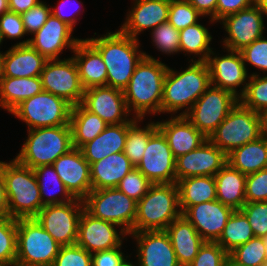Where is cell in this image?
<instances>
[{
	"mask_svg": "<svg viewBox=\"0 0 267 266\" xmlns=\"http://www.w3.org/2000/svg\"><path fill=\"white\" fill-rule=\"evenodd\" d=\"M86 40L100 53L106 65L107 86L123 91L136 66L145 57V52L139 51V40L121 30Z\"/></svg>",
	"mask_w": 267,
	"mask_h": 266,
	"instance_id": "1",
	"label": "cell"
},
{
	"mask_svg": "<svg viewBox=\"0 0 267 266\" xmlns=\"http://www.w3.org/2000/svg\"><path fill=\"white\" fill-rule=\"evenodd\" d=\"M136 66L123 90L126 105L134 118L144 119L146 114L161 113L162 93L168 66L147 53Z\"/></svg>",
	"mask_w": 267,
	"mask_h": 266,
	"instance_id": "2",
	"label": "cell"
},
{
	"mask_svg": "<svg viewBox=\"0 0 267 266\" xmlns=\"http://www.w3.org/2000/svg\"><path fill=\"white\" fill-rule=\"evenodd\" d=\"M210 85L207 62L191 61V64L181 72L168 67L163 86L161 112L175 115L180 109L185 108L178 114L184 116Z\"/></svg>",
	"mask_w": 267,
	"mask_h": 266,
	"instance_id": "3",
	"label": "cell"
},
{
	"mask_svg": "<svg viewBox=\"0 0 267 266\" xmlns=\"http://www.w3.org/2000/svg\"><path fill=\"white\" fill-rule=\"evenodd\" d=\"M1 168L6 187L10 217L13 219L35 218L43 208L40 190L32 168L15 158L2 162Z\"/></svg>",
	"mask_w": 267,
	"mask_h": 266,
	"instance_id": "4",
	"label": "cell"
},
{
	"mask_svg": "<svg viewBox=\"0 0 267 266\" xmlns=\"http://www.w3.org/2000/svg\"><path fill=\"white\" fill-rule=\"evenodd\" d=\"M181 215L177 184H152L137 202L134 232L165 230Z\"/></svg>",
	"mask_w": 267,
	"mask_h": 266,
	"instance_id": "5",
	"label": "cell"
},
{
	"mask_svg": "<svg viewBox=\"0 0 267 266\" xmlns=\"http://www.w3.org/2000/svg\"><path fill=\"white\" fill-rule=\"evenodd\" d=\"M73 147L70 125L28 130V137L15 159L32 169L52 165Z\"/></svg>",
	"mask_w": 267,
	"mask_h": 266,
	"instance_id": "6",
	"label": "cell"
},
{
	"mask_svg": "<svg viewBox=\"0 0 267 266\" xmlns=\"http://www.w3.org/2000/svg\"><path fill=\"white\" fill-rule=\"evenodd\" d=\"M60 248L35 218L17 219L16 264L53 266Z\"/></svg>",
	"mask_w": 267,
	"mask_h": 266,
	"instance_id": "7",
	"label": "cell"
},
{
	"mask_svg": "<svg viewBox=\"0 0 267 266\" xmlns=\"http://www.w3.org/2000/svg\"><path fill=\"white\" fill-rule=\"evenodd\" d=\"M259 137H261L260 113L245 108L238 102L208 139L228 155L234 149Z\"/></svg>",
	"mask_w": 267,
	"mask_h": 266,
	"instance_id": "8",
	"label": "cell"
},
{
	"mask_svg": "<svg viewBox=\"0 0 267 266\" xmlns=\"http://www.w3.org/2000/svg\"><path fill=\"white\" fill-rule=\"evenodd\" d=\"M83 203L93 217L118 225L128 235L134 232L137 202L117 188L91 190Z\"/></svg>",
	"mask_w": 267,
	"mask_h": 266,
	"instance_id": "9",
	"label": "cell"
},
{
	"mask_svg": "<svg viewBox=\"0 0 267 266\" xmlns=\"http://www.w3.org/2000/svg\"><path fill=\"white\" fill-rule=\"evenodd\" d=\"M72 105L66 100L42 90L15 107L10 113L28 125V130L70 125Z\"/></svg>",
	"mask_w": 267,
	"mask_h": 266,
	"instance_id": "10",
	"label": "cell"
},
{
	"mask_svg": "<svg viewBox=\"0 0 267 266\" xmlns=\"http://www.w3.org/2000/svg\"><path fill=\"white\" fill-rule=\"evenodd\" d=\"M238 102L232 92L210 85L184 116L209 138Z\"/></svg>",
	"mask_w": 267,
	"mask_h": 266,
	"instance_id": "11",
	"label": "cell"
},
{
	"mask_svg": "<svg viewBox=\"0 0 267 266\" xmlns=\"http://www.w3.org/2000/svg\"><path fill=\"white\" fill-rule=\"evenodd\" d=\"M83 209V200L75 198L68 203L43 206L35 219L60 246L75 245Z\"/></svg>",
	"mask_w": 267,
	"mask_h": 266,
	"instance_id": "12",
	"label": "cell"
},
{
	"mask_svg": "<svg viewBox=\"0 0 267 266\" xmlns=\"http://www.w3.org/2000/svg\"><path fill=\"white\" fill-rule=\"evenodd\" d=\"M42 88L76 106L81 103L84 88L73 57L47 60L40 74Z\"/></svg>",
	"mask_w": 267,
	"mask_h": 266,
	"instance_id": "13",
	"label": "cell"
},
{
	"mask_svg": "<svg viewBox=\"0 0 267 266\" xmlns=\"http://www.w3.org/2000/svg\"><path fill=\"white\" fill-rule=\"evenodd\" d=\"M264 14L254 3L220 20L229 35L223 40L225 49L241 51L253 41L263 36L265 30Z\"/></svg>",
	"mask_w": 267,
	"mask_h": 266,
	"instance_id": "14",
	"label": "cell"
},
{
	"mask_svg": "<svg viewBox=\"0 0 267 266\" xmlns=\"http://www.w3.org/2000/svg\"><path fill=\"white\" fill-rule=\"evenodd\" d=\"M175 160L165 136L158 129L150 137L136 168L152 184L176 183Z\"/></svg>",
	"mask_w": 267,
	"mask_h": 266,
	"instance_id": "15",
	"label": "cell"
},
{
	"mask_svg": "<svg viewBox=\"0 0 267 266\" xmlns=\"http://www.w3.org/2000/svg\"><path fill=\"white\" fill-rule=\"evenodd\" d=\"M80 104L98 115L108 125L129 123L134 119V117L127 118L131 114L123 91L117 88L100 86L86 89Z\"/></svg>",
	"mask_w": 267,
	"mask_h": 266,
	"instance_id": "16",
	"label": "cell"
},
{
	"mask_svg": "<svg viewBox=\"0 0 267 266\" xmlns=\"http://www.w3.org/2000/svg\"><path fill=\"white\" fill-rule=\"evenodd\" d=\"M73 30L65 22L50 14L45 24L33 34V38L19 42L17 45L29 44L46 60L59 59V54L64 48L74 50L81 40L71 37Z\"/></svg>",
	"mask_w": 267,
	"mask_h": 266,
	"instance_id": "17",
	"label": "cell"
},
{
	"mask_svg": "<svg viewBox=\"0 0 267 266\" xmlns=\"http://www.w3.org/2000/svg\"><path fill=\"white\" fill-rule=\"evenodd\" d=\"M115 227L119 228L116 224L93 217L83 209L76 244L91 254L118 247L128 234L122 229L117 231Z\"/></svg>",
	"mask_w": 267,
	"mask_h": 266,
	"instance_id": "18",
	"label": "cell"
},
{
	"mask_svg": "<svg viewBox=\"0 0 267 266\" xmlns=\"http://www.w3.org/2000/svg\"><path fill=\"white\" fill-rule=\"evenodd\" d=\"M228 54L218 56L213 52L206 61L210 70L211 85L228 90L236 97L240 98L247 87L248 69L243 62L240 51H232L226 49ZM216 55L215 57L212 56ZM243 85L240 93L237 87Z\"/></svg>",
	"mask_w": 267,
	"mask_h": 266,
	"instance_id": "19",
	"label": "cell"
},
{
	"mask_svg": "<svg viewBox=\"0 0 267 266\" xmlns=\"http://www.w3.org/2000/svg\"><path fill=\"white\" fill-rule=\"evenodd\" d=\"M227 163V155L207 139L200 147L175 160L176 182L195 176H215Z\"/></svg>",
	"mask_w": 267,
	"mask_h": 266,
	"instance_id": "20",
	"label": "cell"
},
{
	"mask_svg": "<svg viewBox=\"0 0 267 266\" xmlns=\"http://www.w3.org/2000/svg\"><path fill=\"white\" fill-rule=\"evenodd\" d=\"M70 194L83 200L92 190L90 164L79 148H72L52 164Z\"/></svg>",
	"mask_w": 267,
	"mask_h": 266,
	"instance_id": "21",
	"label": "cell"
},
{
	"mask_svg": "<svg viewBox=\"0 0 267 266\" xmlns=\"http://www.w3.org/2000/svg\"><path fill=\"white\" fill-rule=\"evenodd\" d=\"M137 241L138 266H180L165 230L132 232Z\"/></svg>",
	"mask_w": 267,
	"mask_h": 266,
	"instance_id": "22",
	"label": "cell"
},
{
	"mask_svg": "<svg viewBox=\"0 0 267 266\" xmlns=\"http://www.w3.org/2000/svg\"><path fill=\"white\" fill-rule=\"evenodd\" d=\"M233 209L218 200L190 206L182 215L195 227L205 242H216Z\"/></svg>",
	"mask_w": 267,
	"mask_h": 266,
	"instance_id": "23",
	"label": "cell"
},
{
	"mask_svg": "<svg viewBox=\"0 0 267 266\" xmlns=\"http://www.w3.org/2000/svg\"><path fill=\"white\" fill-rule=\"evenodd\" d=\"M134 5L127 14L120 30L134 39L144 29L153 30L168 22L170 0H134Z\"/></svg>",
	"mask_w": 267,
	"mask_h": 266,
	"instance_id": "24",
	"label": "cell"
},
{
	"mask_svg": "<svg viewBox=\"0 0 267 266\" xmlns=\"http://www.w3.org/2000/svg\"><path fill=\"white\" fill-rule=\"evenodd\" d=\"M156 124L175 159L197 149L208 139L185 116H171V119Z\"/></svg>",
	"mask_w": 267,
	"mask_h": 266,
	"instance_id": "25",
	"label": "cell"
},
{
	"mask_svg": "<svg viewBox=\"0 0 267 266\" xmlns=\"http://www.w3.org/2000/svg\"><path fill=\"white\" fill-rule=\"evenodd\" d=\"M79 78L84 90L107 86V68L100 53L86 40L81 39L73 50Z\"/></svg>",
	"mask_w": 267,
	"mask_h": 266,
	"instance_id": "26",
	"label": "cell"
},
{
	"mask_svg": "<svg viewBox=\"0 0 267 266\" xmlns=\"http://www.w3.org/2000/svg\"><path fill=\"white\" fill-rule=\"evenodd\" d=\"M180 266H189L205 241L184 215L179 216L165 229Z\"/></svg>",
	"mask_w": 267,
	"mask_h": 266,
	"instance_id": "27",
	"label": "cell"
},
{
	"mask_svg": "<svg viewBox=\"0 0 267 266\" xmlns=\"http://www.w3.org/2000/svg\"><path fill=\"white\" fill-rule=\"evenodd\" d=\"M46 59L29 44L10 47L3 53V77L40 76Z\"/></svg>",
	"mask_w": 267,
	"mask_h": 266,
	"instance_id": "28",
	"label": "cell"
},
{
	"mask_svg": "<svg viewBox=\"0 0 267 266\" xmlns=\"http://www.w3.org/2000/svg\"><path fill=\"white\" fill-rule=\"evenodd\" d=\"M127 138V123L108 125L93 140L80 149L85 160L91 165L108 155L124 151Z\"/></svg>",
	"mask_w": 267,
	"mask_h": 266,
	"instance_id": "29",
	"label": "cell"
},
{
	"mask_svg": "<svg viewBox=\"0 0 267 266\" xmlns=\"http://www.w3.org/2000/svg\"><path fill=\"white\" fill-rule=\"evenodd\" d=\"M134 168L124 152L114 153L90 165L92 190L116 188Z\"/></svg>",
	"mask_w": 267,
	"mask_h": 266,
	"instance_id": "30",
	"label": "cell"
},
{
	"mask_svg": "<svg viewBox=\"0 0 267 266\" xmlns=\"http://www.w3.org/2000/svg\"><path fill=\"white\" fill-rule=\"evenodd\" d=\"M214 179L217 192L216 200L233 210H240L246 203V175L226 163L215 174Z\"/></svg>",
	"mask_w": 267,
	"mask_h": 266,
	"instance_id": "31",
	"label": "cell"
},
{
	"mask_svg": "<svg viewBox=\"0 0 267 266\" xmlns=\"http://www.w3.org/2000/svg\"><path fill=\"white\" fill-rule=\"evenodd\" d=\"M43 90L40 76L3 77L0 81V107L11 112L24 100Z\"/></svg>",
	"mask_w": 267,
	"mask_h": 266,
	"instance_id": "32",
	"label": "cell"
},
{
	"mask_svg": "<svg viewBox=\"0 0 267 266\" xmlns=\"http://www.w3.org/2000/svg\"><path fill=\"white\" fill-rule=\"evenodd\" d=\"M182 214L190 207L217 198L214 176H195L176 182Z\"/></svg>",
	"mask_w": 267,
	"mask_h": 266,
	"instance_id": "33",
	"label": "cell"
},
{
	"mask_svg": "<svg viewBox=\"0 0 267 266\" xmlns=\"http://www.w3.org/2000/svg\"><path fill=\"white\" fill-rule=\"evenodd\" d=\"M227 163L242 174L248 175L267 168V143L259 137L227 155Z\"/></svg>",
	"mask_w": 267,
	"mask_h": 266,
	"instance_id": "34",
	"label": "cell"
},
{
	"mask_svg": "<svg viewBox=\"0 0 267 266\" xmlns=\"http://www.w3.org/2000/svg\"><path fill=\"white\" fill-rule=\"evenodd\" d=\"M69 124L73 147L79 149L108 126L98 115L85 109L81 104L72 107Z\"/></svg>",
	"mask_w": 267,
	"mask_h": 266,
	"instance_id": "35",
	"label": "cell"
},
{
	"mask_svg": "<svg viewBox=\"0 0 267 266\" xmlns=\"http://www.w3.org/2000/svg\"><path fill=\"white\" fill-rule=\"evenodd\" d=\"M33 171L38 182L43 206L68 203L75 199L66 189L53 165H42L34 168ZM58 194L59 196H57Z\"/></svg>",
	"mask_w": 267,
	"mask_h": 266,
	"instance_id": "36",
	"label": "cell"
},
{
	"mask_svg": "<svg viewBox=\"0 0 267 266\" xmlns=\"http://www.w3.org/2000/svg\"><path fill=\"white\" fill-rule=\"evenodd\" d=\"M211 40L209 30L199 22L179 31L180 52L199 57L198 60L192 58L191 61L206 62L208 60L209 55L213 53L209 45Z\"/></svg>",
	"mask_w": 267,
	"mask_h": 266,
	"instance_id": "37",
	"label": "cell"
},
{
	"mask_svg": "<svg viewBox=\"0 0 267 266\" xmlns=\"http://www.w3.org/2000/svg\"><path fill=\"white\" fill-rule=\"evenodd\" d=\"M253 237L255 235L246 215L241 210H234L216 243L229 254Z\"/></svg>",
	"mask_w": 267,
	"mask_h": 266,
	"instance_id": "38",
	"label": "cell"
},
{
	"mask_svg": "<svg viewBox=\"0 0 267 266\" xmlns=\"http://www.w3.org/2000/svg\"><path fill=\"white\" fill-rule=\"evenodd\" d=\"M140 121H143V119L134 118L127 123V138L123 151L134 167H137L141 162L150 137L158 130L157 124L154 122H150L146 127L141 128L138 125Z\"/></svg>",
	"mask_w": 267,
	"mask_h": 266,
	"instance_id": "39",
	"label": "cell"
},
{
	"mask_svg": "<svg viewBox=\"0 0 267 266\" xmlns=\"http://www.w3.org/2000/svg\"><path fill=\"white\" fill-rule=\"evenodd\" d=\"M228 266H267V252L262 237H253L228 254Z\"/></svg>",
	"mask_w": 267,
	"mask_h": 266,
	"instance_id": "40",
	"label": "cell"
},
{
	"mask_svg": "<svg viewBox=\"0 0 267 266\" xmlns=\"http://www.w3.org/2000/svg\"><path fill=\"white\" fill-rule=\"evenodd\" d=\"M239 102L245 108L257 113L267 110V75L260 77L259 74L252 73Z\"/></svg>",
	"mask_w": 267,
	"mask_h": 266,
	"instance_id": "41",
	"label": "cell"
},
{
	"mask_svg": "<svg viewBox=\"0 0 267 266\" xmlns=\"http://www.w3.org/2000/svg\"><path fill=\"white\" fill-rule=\"evenodd\" d=\"M17 254V219L0 218V262L13 266Z\"/></svg>",
	"mask_w": 267,
	"mask_h": 266,
	"instance_id": "42",
	"label": "cell"
},
{
	"mask_svg": "<svg viewBox=\"0 0 267 266\" xmlns=\"http://www.w3.org/2000/svg\"><path fill=\"white\" fill-rule=\"evenodd\" d=\"M200 17L188 0H170L168 22L178 31L198 23Z\"/></svg>",
	"mask_w": 267,
	"mask_h": 266,
	"instance_id": "43",
	"label": "cell"
},
{
	"mask_svg": "<svg viewBox=\"0 0 267 266\" xmlns=\"http://www.w3.org/2000/svg\"><path fill=\"white\" fill-rule=\"evenodd\" d=\"M151 35L157 50L169 55L180 52L179 31L169 22L155 27Z\"/></svg>",
	"mask_w": 267,
	"mask_h": 266,
	"instance_id": "44",
	"label": "cell"
},
{
	"mask_svg": "<svg viewBox=\"0 0 267 266\" xmlns=\"http://www.w3.org/2000/svg\"><path fill=\"white\" fill-rule=\"evenodd\" d=\"M152 183L134 167L117 185V189L138 202L149 190Z\"/></svg>",
	"mask_w": 267,
	"mask_h": 266,
	"instance_id": "45",
	"label": "cell"
},
{
	"mask_svg": "<svg viewBox=\"0 0 267 266\" xmlns=\"http://www.w3.org/2000/svg\"><path fill=\"white\" fill-rule=\"evenodd\" d=\"M228 253L216 242H205L189 266H228Z\"/></svg>",
	"mask_w": 267,
	"mask_h": 266,
	"instance_id": "46",
	"label": "cell"
},
{
	"mask_svg": "<svg viewBox=\"0 0 267 266\" xmlns=\"http://www.w3.org/2000/svg\"><path fill=\"white\" fill-rule=\"evenodd\" d=\"M240 210L248 218L255 237L267 235V201L246 202Z\"/></svg>",
	"mask_w": 267,
	"mask_h": 266,
	"instance_id": "47",
	"label": "cell"
},
{
	"mask_svg": "<svg viewBox=\"0 0 267 266\" xmlns=\"http://www.w3.org/2000/svg\"><path fill=\"white\" fill-rule=\"evenodd\" d=\"M53 266H92V254L77 244L61 246Z\"/></svg>",
	"mask_w": 267,
	"mask_h": 266,
	"instance_id": "48",
	"label": "cell"
},
{
	"mask_svg": "<svg viewBox=\"0 0 267 266\" xmlns=\"http://www.w3.org/2000/svg\"><path fill=\"white\" fill-rule=\"evenodd\" d=\"M245 65L248 63L267 73V38L262 36L240 51ZM247 63V64H246Z\"/></svg>",
	"mask_w": 267,
	"mask_h": 266,
	"instance_id": "49",
	"label": "cell"
},
{
	"mask_svg": "<svg viewBox=\"0 0 267 266\" xmlns=\"http://www.w3.org/2000/svg\"><path fill=\"white\" fill-rule=\"evenodd\" d=\"M246 202L267 201V168L246 175Z\"/></svg>",
	"mask_w": 267,
	"mask_h": 266,
	"instance_id": "50",
	"label": "cell"
},
{
	"mask_svg": "<svg viewBox=\"0 0 267 266\" xmlns=\"http://www.w3.org/2000/svg\"><path fill=\"white\" fill-rule=\"evenodd\" d=\"M51 14V7L41 1L36 6L31 7L28 11L21 14L26 34L33 35L47 21Z\"/></svg>",
	"mask_w": 267,
	"mask_h": 266,
	"instance_id": "51",
	"label": "cell"
},
{
	"mask_svg": "<svg viewBox=\"0 0 267 266\" xmlns=\"http://www.w3.org/2000/svg\"><path fill=\"white\" fill-rule=\"evenodd\" d=\"M0 33L2 39H21L26 35L21 14L7 11L0 16Z\"/></svg>",
	"mask_w": 267,
	"mask_h": 266,
	"instance_id": "52",
	"label": "cell"
},
{
	"mask_svg": "<svg viewBox=\"0 0 267 266\" xmlns=\"http://www.w3.org/2000/svg\"><path fill=\"white\" fill-rule=\"evenodd\" d=\"M121 246L92 253V266H123L128 260L123 255Z\"/></svg>",
	"mask_w": 267,
	"mask_h": 266,
	"instance_id": "53",
	"label": "cell"
},
{
	"mask_svg": "<svg viewBox=\"0 0 267 266\" xmlns=\"http://www.w3.org/2000/svg\"><path fill=\"white\" fill-rule=\"evenodd\" d=\"M255 0H218L216 5V22L228 15L252 6Z\"/></svg>",
	"mask_w": 267,
	"mask_h": 266,
	"instance_id": "54",
	"label": "cell"
},
{
	"mask_svg": "<svg viewBox=\"0 0 267 266\" xmlns=\"http://www.w3.org/2000/svg\"><path fill=\"white\" fill-rule=\"evenodd\" d=\"M190 4L204 17L210 16V22H216V5L218 0H188Z\"/></svg>",
	"mask_w": 267,
	"mask_h": 266,
	"instance_id": "55",
	"label": "cell"
},
{
	"mask_svg": "<svg viewBox=\"0 0 267 266\" xmlns=\"http://www.w3.org/2000/svg\"><path fill=\"white\" fill-rule=\"evenodd\" d=\"M66 2H69V3H74L75 2V0H74V2L72 1V0H62V1H60V3H59V5H57L58 7H54V8H52L51 7V14L54 16V17H57V18H59L61 21H63V22H65L68 26H70L72 29L74 28L73 26H75L76 25V20H78L77 19V17L75 18V13H76V15L78 16V12H80L79 10H78V6H77V8L74 10L75 11V13L73 12V13H71L72 15H73V17L70 15V16H67V14H65L64 15V12H63V8L64 7H66V5H68V3L65 5V3ZM76 3V2H75ZM79 3L81 4V1L80 2H78L77 4L79 5ZM71 4H70V6H71ZM76 4V5H77ZM73 5V4H72ZM69 6V5H68ZM67 6V7H68ZM71 7H73V6H71ZM65 9V8H64ZM75 24V25H74Z\"/></svg>",
	"mask_w": 267,
	"mask_h": 266,
	"instance_id": "56",
	"label": "cell"
},
{
	"mask_svg": "<svg viewBox=\"0 0 267 266\" xmlns=\"http://www.w3.org/2000/svg\"><path fill=\"white\" fill-rule=\"evenodd\" d=\"M40 0H8L9 11L22 14L36 6Z\"/></svg>",
	"mask_w": 267,
	"mask_h": 266,
	"instance_id": "57",
	"label": "cell"
},
{
	"mask_svg": "<svg viewBox=\"0 0 267 266\" xmlns=\"http://www.w3.org/2000/svg\"><path fill=\"white\" fill-rule=\"evenodd\" d=\"M10 217L6 187L0 161V218Z\"/></svg>",
	"mask_w": 267,
	"mask_h": 266,
	"instance_id": "58",
	"label": "cell"
},
{
	"mask_svg": "<svg viewBox=\"0 0 267 266\" xmlns=\"http://www.w3.org/2000/svg\"><path fill=\"white\" fill-rule=\"evenodd\" d=\"M261 117V137L267 143V110L260 113Z\"/></svg>",
	"mask_w": 267,
	"mask_h": 266,
	"instance_id": "59",
	"label": "cell"
},
{
	"mask_svg": "<svg viewBox=\"0 0 267 266\" xmlns=\"http://www.w3.org/2000/svg\"><path fill=\"white\" fill-rule=\"evenodd\" d=\"M255 4L263 12V14L266 15V17H267V0H256Z\"/></svg>",
	"mask_w": 267,
	"mask_h": 266,
	"instance_id": "60",
	"label": "cell"
},
{
	"mask_svg": "<svg viewBox=\"0 0 267 266\" xmlns=\"http://www.w3.org/2000/svg\"><path fill=\"white\" fill-rule=\"evenodd\" d=\"M9 11L8 0H0V16Z\"/></svg>",
	"mask_w": 267,
	"mask_h": 266,
	"instance_id": "61",
	"label": "cell"
},
{
	"mask_svg": "<svg viewBox=\"0 0 267 266\" xmlns=\"http://www.w3.org/2000/svg\"><path fill=\"white\" fill-rule=\"evenodd\" d=\"M3 78V53L0 51V81Z\"/></svg>",
	"mask_w": 267,
	"mask_h": 266,
	"instance_id": "62",
	"label": "cell"
},
{
	"mask_svg": "<svg viewBox=\"0 0 267 266\" xmlns=\"http://www.w3.org/2000/svg\"><path fill=\"white\" fill-rule=\"evenodd\" d=\"M123 266H137L136 264L134 265L131 261H127Z\"/></svg>",
	"mask_w": 267,
	"mask_h": 266,
	"instance_id": "63",
	"label": "cell"
},
{
	"mask_svg": "<svg viewBox=\"0 0 267 266\" xmlns=\"http://www.w3.org/2000/svg\"><path fill=\"white\" fill-rule=\"evenodd\" d=\"M262 238H263L264 244L266 246V252H267V235L262 237Z\"/></svg>",
	"mask_w": 267,
	"mask_h": 266,
	"instance_id": "64",
	"label": "cell"
},
{
	"mask_svg": "<svg viewBox=\"0 0 267 266\" xmlns=\"http://www.w3.org/2000/svg\"><path fill=\"white\" fill-rule=\"evenodd\" d=\"M2 41H3V39H2V36H1V33H0V45L2 44Z\"/></svg>",
	"mask_w": 267,
	"mask_h": 266,
	"instance_id": "65",
	"label": "cell"
},
{
	"mask_svg": "<svg viewBox=\"0 0 267 266\" xmlns=\"http://www.w3.org/2000/svg\"><path fill=\"white\" fill-rule=\"evenodd\" d=\"M0 266H9V265H6V264L0 262Z\"/></svg>",
	"mask_w": 267,
	"mask_h": 266,
	"instance_id": "66",
	"label": "cell"
}]
</instances>
